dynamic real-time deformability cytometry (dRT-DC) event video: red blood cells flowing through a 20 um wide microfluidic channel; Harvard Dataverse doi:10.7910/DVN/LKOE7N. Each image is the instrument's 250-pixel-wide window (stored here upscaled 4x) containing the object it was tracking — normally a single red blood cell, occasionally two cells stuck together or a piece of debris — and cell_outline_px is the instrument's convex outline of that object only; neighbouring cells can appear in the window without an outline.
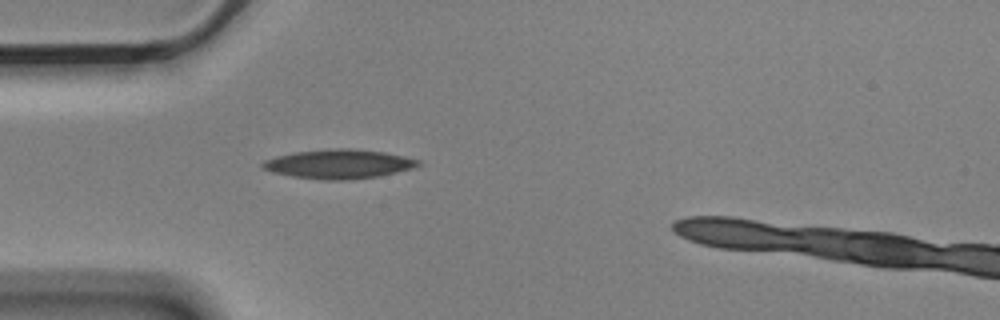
{"species": "Egyptian fruit bat (a non-hibernating species)", "species_latin": "Rousettus aegyptiacus", "temperature_condition": "cold", "stored_images_in_passage": 2, "camera_frame_rate_fps": 3000, "um_per_image_px": 0.085, "animal": {"sex": "male"}, "frame": {"image": 1, "passage_image": 1, "time_ms": 0.0, "image_size_px": [1000, 320], "cell_outline_px": [[424, 164], [416, 168], [380, 176], [344, 180], [324, 180], [292, 176], [272, 172], [260, 168], [260, 164], [264, 160], [276, 156], [292, 152], [336, 148], [348, 148], [384, 152], [404, 156], [420, 160]], "centroid_in_image_um": [28.82, 13.94], "position_along_channel_um": 56.2, "area_um2": 26.76}}